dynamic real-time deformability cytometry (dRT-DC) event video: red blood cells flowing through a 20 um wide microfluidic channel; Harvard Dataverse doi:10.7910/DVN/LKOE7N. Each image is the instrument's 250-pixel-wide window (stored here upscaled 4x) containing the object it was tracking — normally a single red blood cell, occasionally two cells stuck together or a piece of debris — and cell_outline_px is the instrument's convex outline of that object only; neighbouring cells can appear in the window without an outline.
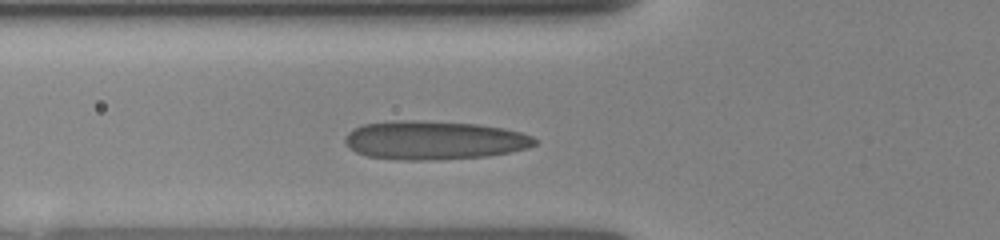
{"species": "human", "species_latin": "Homo sapiens", "temperature_condition": "room temperature", "stored_images_in_passage": 24, "camera_frame_rate_fps": 3000, "um_per_image_px": 0.085, "donor": {"sex": "female"}, "frame": {"image": 1, "passage_image": 2, "time_ms": 0.333, "image_size_px": [1000, 240], "cell_outline_px": [[536, 144], [528, 148], [488, 156], [436, 160], [396, 160], [368, 156], [356, 152], [348, 148], [344, 140], [348, 132], [352, 128], [364, 124], [400, 120], [416, 120], [476, 124], [504, 128], [520, 132], [532, 136], [536, 140]], "centroid_in_image_um": [36.87, 11.92], "position_along_channel_um": 88.9, "area_um2": 42.89}}
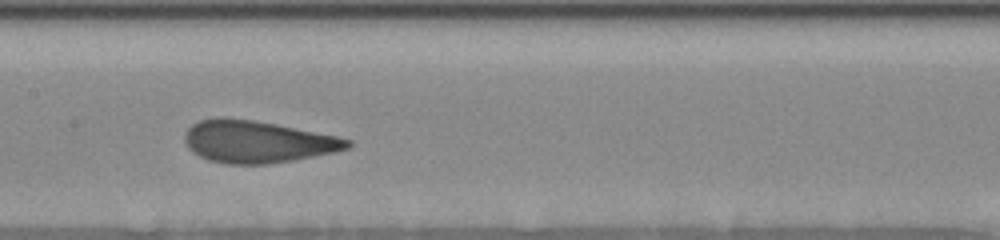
{"frame": {"image": 2, "passage_image": 8, "time_ms": 2.667, "image_size_px": [1000, 240], "cell_outline_px": [[352, 144], [348, 148], [336, 152], [292, 160], [268, 164], [224, 164], [208, 160], [192, 152], [188, 148], [184, 140], [184, 132], [192, 124], [200, 120], [216, 116], [220, 116], [252, 120], [276, 124], [336, 136], [352, 140]], "centroid_in_image_um": [21.83, 12.04], "position_along_channel_um": 185.6, "area_um2": 40.11}}
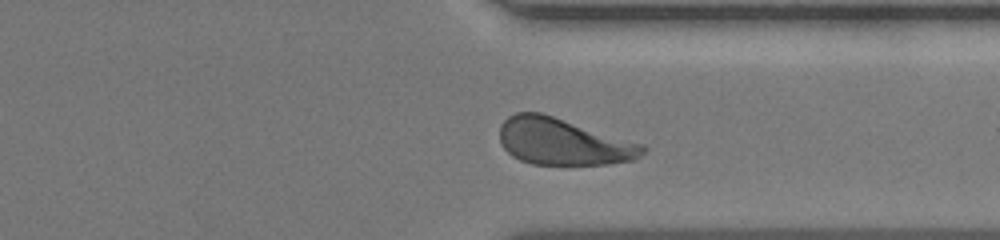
{"frame": {"image": 3, "passage_image": 20, "time_ms": 7.0, "image_size_px": [1000, 240], "cell_outline_px": [[648, 148], [640, 156], [632, 160], [608, 164], [532, 164], [520, 160], [512, 156], [500, 144], [500, 124], [508, 116], [516, 112], [540, 112], [644, 144]], "centroid_in_image_um": [47.85, 12.04], "position_along_channel_um": 363.6, "area_um2": 38.9}}